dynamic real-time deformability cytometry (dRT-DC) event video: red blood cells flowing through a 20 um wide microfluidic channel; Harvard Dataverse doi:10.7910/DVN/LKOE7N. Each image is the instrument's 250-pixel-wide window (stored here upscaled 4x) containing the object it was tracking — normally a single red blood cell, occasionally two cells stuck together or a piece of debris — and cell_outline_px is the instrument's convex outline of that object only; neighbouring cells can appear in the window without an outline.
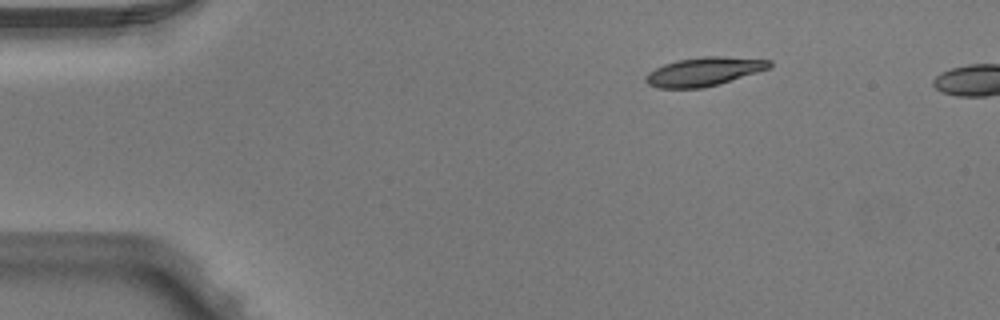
{"species": "Egyptian fruit bat (a non-hibernating species)", "species_latin": "Rousettus aegyptiacus", "temperature_condition": "warm", "stored_images_in_passage": 5, "camera_frame_rate_fps": 3000, "um_per_image_px": 0.085, "animal": {"sex": "male"}, "frame": {"image": 1, "passage_image": 5, "time_ms": 1.333, "image_size_px": [1000, 320], "cell_outline_px": [[772, 64], [768, 68], [756, 72], [704, 88], [656, 88], [648, 84], [644, 80], [644, 76], [648, 72], [664, 64], [676, 60], [704, 56], [724, 56], [772, 60]], "centroid_in_image_um": [59.78, 6.08], "position_along_channel_um": 25.2, "area_um2": 20.58}}